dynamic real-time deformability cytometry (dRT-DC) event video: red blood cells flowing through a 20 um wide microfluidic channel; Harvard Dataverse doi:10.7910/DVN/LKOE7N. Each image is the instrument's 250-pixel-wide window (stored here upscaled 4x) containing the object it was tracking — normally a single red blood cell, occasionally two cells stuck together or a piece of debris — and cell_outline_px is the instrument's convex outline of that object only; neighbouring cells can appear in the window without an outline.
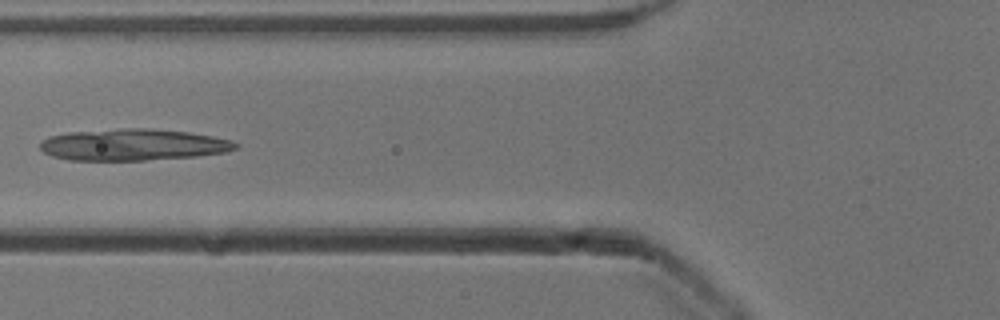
{"species": "common noctule bat (a hibernating species)", "species_latin": "Nyctalus noctula", "temperature_condition": "cold", "stored_images_in_passage": 6, "camera_frame_rate_fps": 3000, "um_per_image_px": 0.085, "animal": {"sex": "male", "body_mass_g": 13.3}, "frame": {"image": 1, "passage_image": 5, "time_ms": 1.333, "image_size_px": [1000, 320], "cell_outline_px": [[240, 148], [224, 152], [196, 156], [144, 160], [68, 160], [52, 156], [44, 152], [40, 148], [40, 144], [44, 140], [52, 136], [68, 132], [120, 128], [148, 128], [188, 132], [212, 136], [232, 140], [240, 144]], "centroid_in_image_um": [11.35, 12.3], "position_along_channel_um": 114.5, "area_um2": 35.95}}
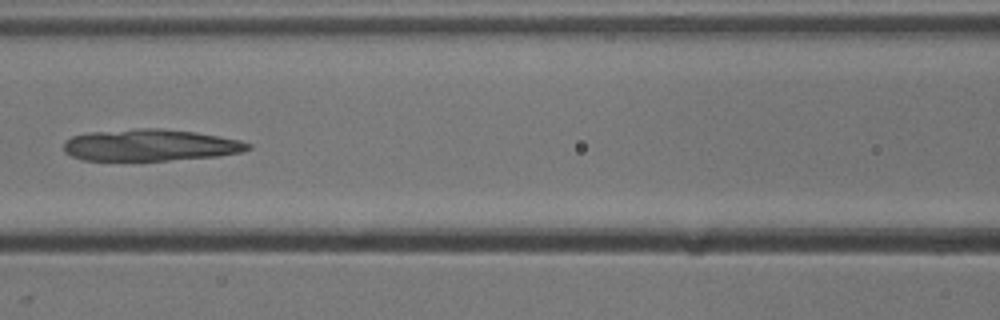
{"frame": {"image": 2, "passage_image": 6, "time_ms": 1.667, "image_size_px": [1000, 320], "cell_outline_px": [[252, 148], [240, 152], [216, 156], [168, 160], [84, 160], [72, 156], [64, 152], [64, 140], [72, 136], [88, 132], [136, 128], [160, 128], [196, 132], [240, 140], [252, 144]], "centroid_in_image_um": [12.75, 12.32], "position_along_channel_um": 153.8, "area_um2": 34.1}}